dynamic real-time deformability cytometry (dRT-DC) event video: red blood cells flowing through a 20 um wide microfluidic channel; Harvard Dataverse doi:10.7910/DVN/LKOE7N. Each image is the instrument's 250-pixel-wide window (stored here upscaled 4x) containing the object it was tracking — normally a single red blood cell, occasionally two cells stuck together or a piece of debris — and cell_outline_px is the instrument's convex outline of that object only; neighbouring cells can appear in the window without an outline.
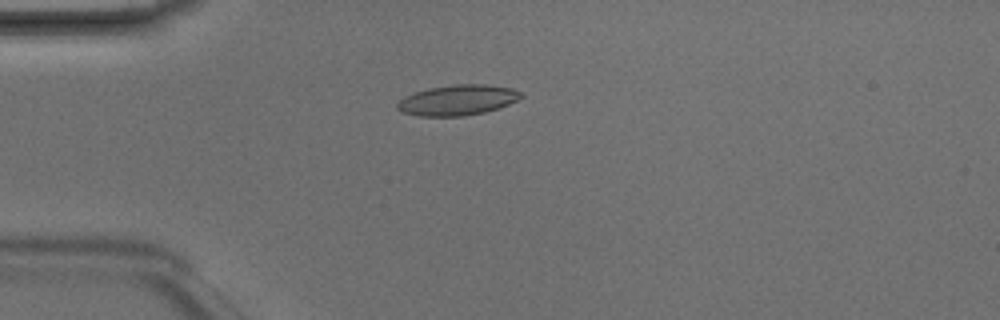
{"species": "Egyptian fruit bat (a non-hibernating species)", "species_latin": "Rousettus aegyptiacus", "temperature_condition": "room temperature", "stored_images_in_passage": 2, "camera_frame_rate_fps": 3000, "um_per_image_px": 0.085, "animal": {"sex": "male"}, "frame": {"image": 1, "passage_image": 1, "time_ms": 0.0, "image_size_px": [1000, 320], "cell_outline_px": [[524, 96], [508, 104], [484, 112], [464, 116], [420, 116], [404, 112], [396, 108], [396, 104], [404, 96], [428, 88], [456, 84], [484, 84], [512, 88], [520, 92]], "centroid_in_image_um": [38.88, 8.5], "position_along_channel_um": 46.1, "area_um2": 21.73}}